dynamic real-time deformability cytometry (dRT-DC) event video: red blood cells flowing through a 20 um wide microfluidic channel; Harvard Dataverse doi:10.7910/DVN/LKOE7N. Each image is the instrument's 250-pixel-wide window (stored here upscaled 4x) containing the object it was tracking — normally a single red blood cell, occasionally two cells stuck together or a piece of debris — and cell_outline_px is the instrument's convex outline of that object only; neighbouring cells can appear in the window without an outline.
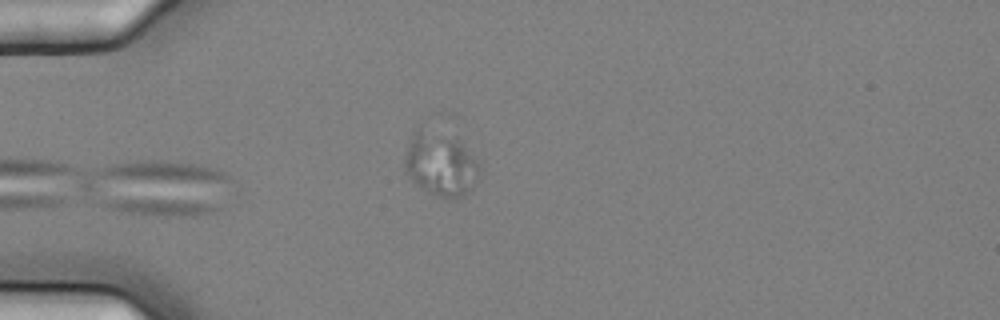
{"species": "common noctule bat (a hibernating species)", "species_latin": "Nyctalus noctula", "temperature_condition": "cold", "stored_images_in_passage": 2, "segment_of_instrument_passage": [2, 2], "camera_frame_rate_fps": 3000, "um_per_image_px": 0.085, "animal": {"sex": "female", "body_mass_g": 25.1}, "frame": {"image": 1, "passage_image": 2, "time_ms": 0.333, "image_size_px": [1000, 320], "cell_outline_px": [[480, 176], [472, 188], [464, 196], [456, 200], [448, 200], [416, 184], [404, 172], [404, 160], [412, 136], [420, 124], [456, 136], [480, 160]], "centroid_in_image_um": [37.51, 13.9], "position_along_channel_um": 47.5, "area_um2": 28.9}}